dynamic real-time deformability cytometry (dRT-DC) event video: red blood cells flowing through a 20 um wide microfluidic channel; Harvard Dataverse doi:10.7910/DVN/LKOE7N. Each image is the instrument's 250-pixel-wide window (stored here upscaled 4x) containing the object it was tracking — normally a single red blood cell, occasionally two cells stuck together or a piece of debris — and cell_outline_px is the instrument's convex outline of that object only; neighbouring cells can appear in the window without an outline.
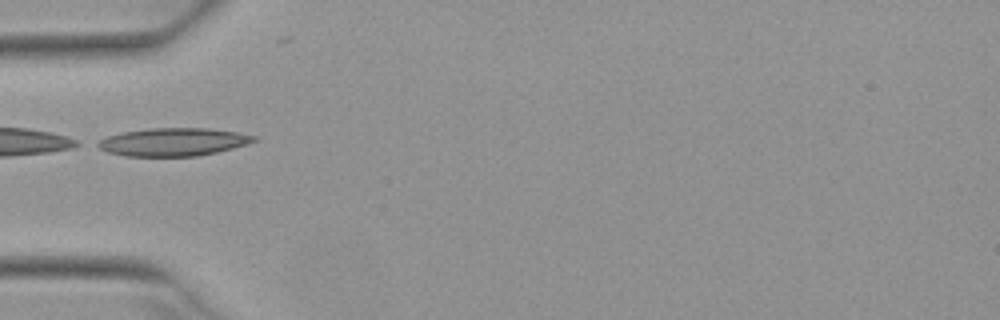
{"species": "Egyptian fruit bat (a non-hibernating species)", "species_latin": "Rousettus aegyptiacus", "temperature_condition": "warm", "stored_images_in_passage": 35, "camera_frame_rate_fps": 3000, "um_per_image_px": 0.085, "animal": {"sex": "female"}, "frame": {"image": 1, "passage_image": 1, "time_ms": 0.0, "image_size_px": [1000, 320], "cell_outline_px": [[256, 140], [248, 144], [216, 152], [196, 156], [124, 156], [108, 152], [92, 144], [108, 136], [124, 132], [148, 128], [208, 128], [236, 132], [256, 136]], "centroid_in_image_um": [14.7, 12.06], "position_along_channel_um": 70.3, "area_um2": 25.37}}
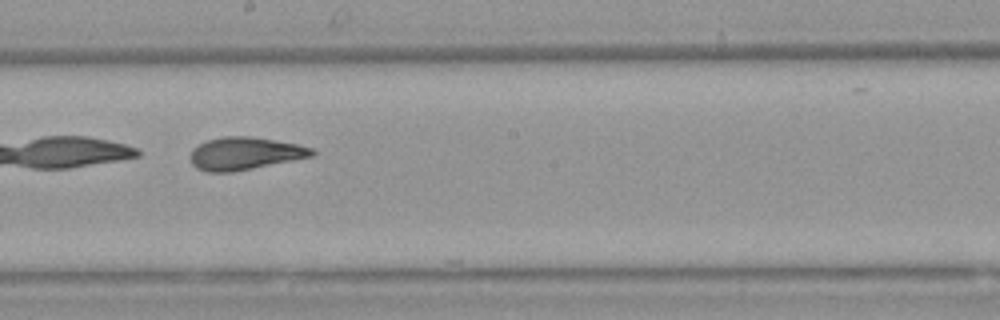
{"frame": {"image": 2, "passage_image": 13, "time_ms": 4.0, "image_size_px": [1000, 320], "cell_outline_px": [[316, 152], [312, 156], [232, 172], [208, 172], [196, 168], [192, 164], [188, 156], [192, 148], [208, 140], [224, 136], [248, 136], [296, 144], [312, 148]], "centroid_in_image_um": [20.74, 13.05], "position_along_channel_um": 227.5, "area_um2": 22.89}}
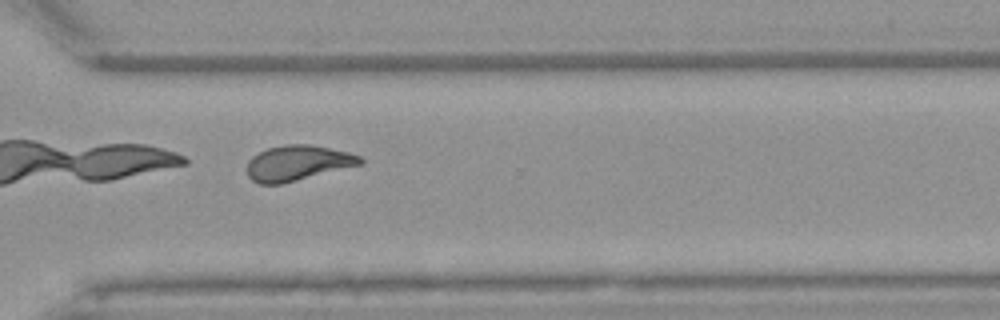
{"frame": {"image": 3, "passage_image": 22, "time_ms": 7.0, "image_size_px": [1000, 320], "cell_outline_px": [[364, 164], [280, 184], [260, 184], [252, 180], [248, 176], [248, 160], [252, 156], [268, 148], [284, 144], [312, 144], [348, 152], [360, 156], [364, 160]], "centroid_in_image_um": [25.32, 13.85], "position_along_channel_um": 345.3, "area_um2": 23.29}}